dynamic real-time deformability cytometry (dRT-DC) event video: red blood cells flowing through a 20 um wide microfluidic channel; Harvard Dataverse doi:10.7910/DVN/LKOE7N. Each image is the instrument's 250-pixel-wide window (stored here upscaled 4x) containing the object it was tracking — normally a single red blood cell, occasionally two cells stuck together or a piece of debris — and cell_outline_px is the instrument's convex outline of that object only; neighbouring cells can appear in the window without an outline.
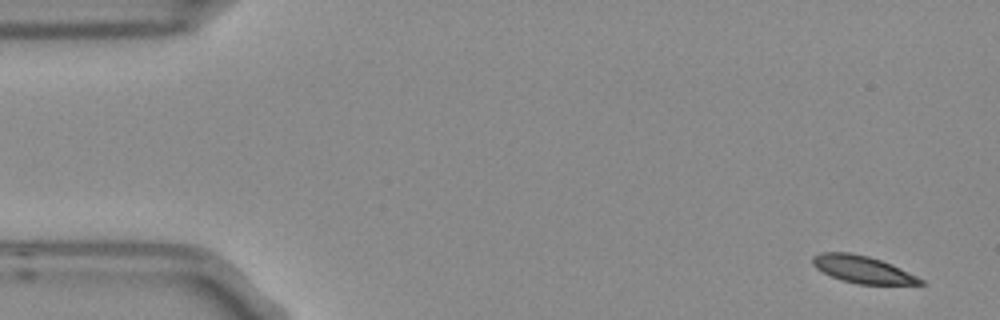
{"species": "Egyptian fruit bat (a non-hibernating species)", "species_latin": "Rousettus aegyptiacus", "temperature_condition": "room temperature", "stored_images_in_passage": 4, "camera_frame_rate_fps": 3000, "um_per_image_px": 0.085, "frame": {"image": 1, "passage_image": 1, "time_ms": 0.0, "image_size_px": [1000, 320], "cell_outline_px": [[924, 284], [860, 284], [840, 280], [816, 268], [812, 264], [812, 256], [820, 252], [852, 252], [868, 256], [892, 264], [924, 280]], "centroid_in_image_um": [73.28, 22.88], "position_along_channel_um": 11.7, "area_um2": 16.99}}